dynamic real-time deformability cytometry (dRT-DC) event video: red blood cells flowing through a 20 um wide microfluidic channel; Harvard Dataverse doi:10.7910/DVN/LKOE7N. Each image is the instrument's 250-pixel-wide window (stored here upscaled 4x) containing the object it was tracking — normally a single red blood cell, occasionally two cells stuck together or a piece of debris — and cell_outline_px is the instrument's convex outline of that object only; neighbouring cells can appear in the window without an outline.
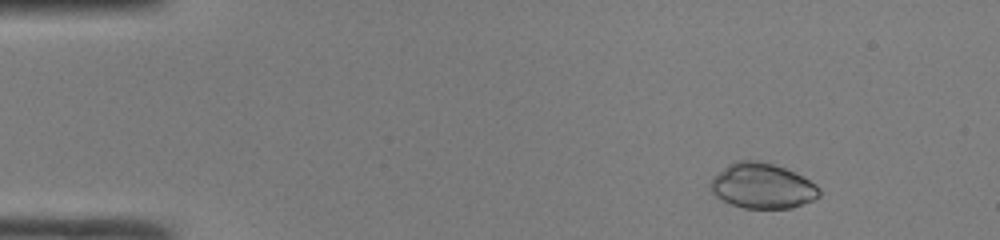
{"species": "common noctule bat (a hibernating species)", "species_latin": "Nyctalus noctula", "temperature_condition": "room temperature", "stored_images_in_passage": 48, "camera_frame_rate_fps": 3000, "um_per_image_px": 0.085, "animal": {"sex": "male", "body_mass_g": 19.0, "forearm_length_mm": 50.8}, "frame": {"image": 1, "passage_image": 5, "time_ms": 1.333, "image_size_px": [1000, 240], "cell_outline_px": [[820, 196], [812, 200], [792, 208], [744, 208], [732, 204], [716, 196], [712, 192], [712, 176], [728, 164], [736, 160], [760, 160], [784, 168], [816, 184], [820, 188]], "centroid_in_image_um": [64.79, 15.79], "position_along_channel_um": 20.2, "area_um2": 28.38}}
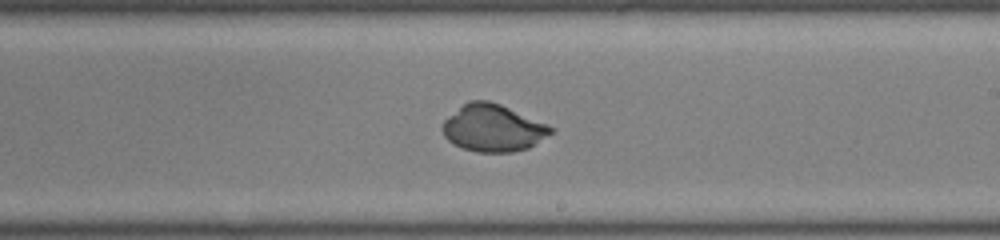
{"frame": {"image": 2, "passage_image": 28, "time_ms": 9.0, "image_size_px": [1000, 240], "cell_outline_px": [[552, 132], [528, 148], [512, 152], [476, 152], [464, 148], [448, 140], [444, 136], [440, 128], [444, 120], [448, 116], [464, 104], [472, 100], [488, 100], [500, 104], [544, 124], [552, 128]], "centroid_in_image_um": [41.84, 10.89], "position_along_channel_um": 247.2, "area_um2": 29.07}}
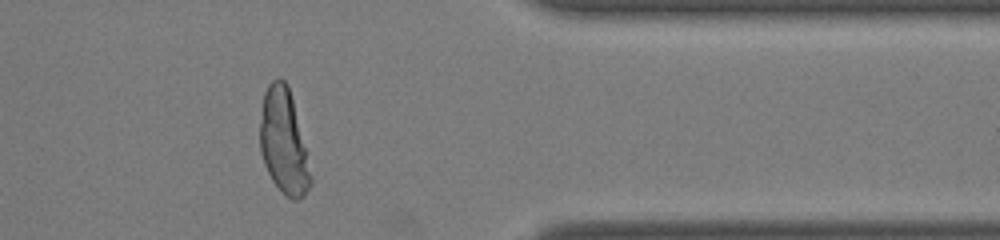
{"frame": {"image": 3, "passage_image": 39, "time_ms": 12.667, "image_size_px": [1000, 240], "cell_outline_px": [[312, 184], [304, 196], [296, 200], [292, 200], [272, 180], [264, 164], [260, 152], [260, 120], [264, 92], [268, 84], [272, 80], [280, 76], [288, 84], [312, 176]], "centroid_in_image_um": [24.1, 12.04], "position_along_channel_um": 387.3, "area_um2": 30.52}}